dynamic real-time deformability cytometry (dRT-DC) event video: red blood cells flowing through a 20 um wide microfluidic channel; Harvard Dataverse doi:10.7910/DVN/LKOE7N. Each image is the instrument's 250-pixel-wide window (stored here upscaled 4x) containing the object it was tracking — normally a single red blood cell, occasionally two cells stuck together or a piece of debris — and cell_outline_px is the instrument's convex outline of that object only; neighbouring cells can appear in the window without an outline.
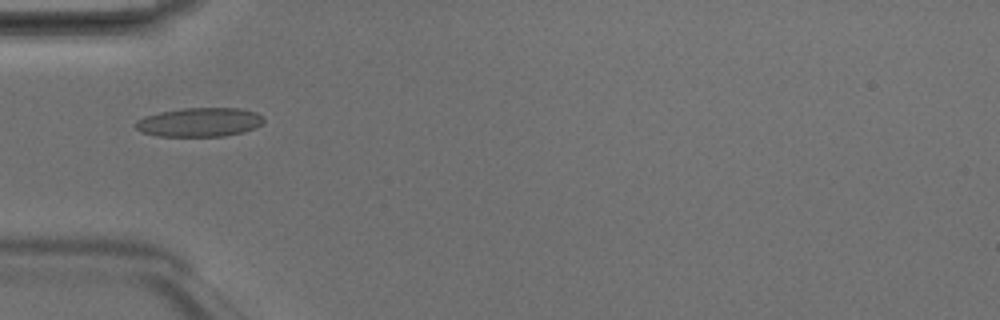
{"species": "Egyptian fruit bat (a non-hibernating species)", "species_latin": "Rousettus aegyptiacus", "temperature_condition": "room temperature", "stored_images_in_passage": 49, "camera_frame_rate_fps": 3000, "um_per_image_px": 0.085, "animal": {"sex": "male"}, "frame": {"image": 1, "passage_image": 16, "time_ms": 5.0, "image_size_px": [1000, 320], "cell_outline_px": [[264, 120], [260, 124], [244, 132], [224, 136], [156, 136], [140, 132], [132, 124], [136, 120], [144, 116], [160, 112], [184, 108], [240, 108], [256, 112], [264, 116]], "centroid_in_image_um": [16.91, 10.38], "position_along_channel_um": 68.1, "area_um2": 21.79}}
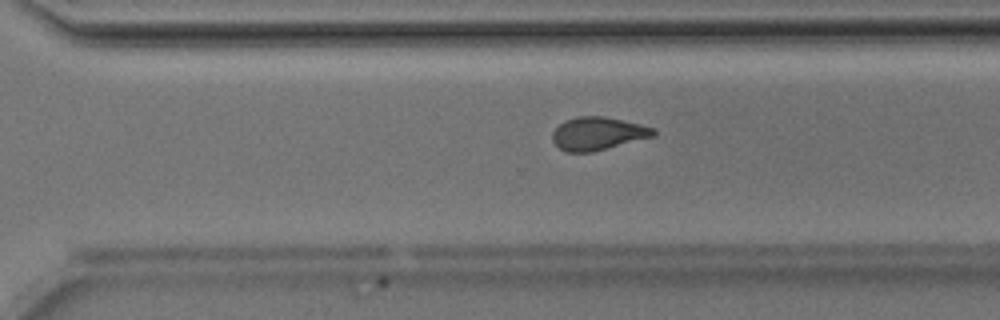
{"frame": {"image": 2, "passage_image": 34, "time_ms": 11.0, "image_size_px": [1000, 320], "cell_outline_px": [[656, 136], [592, 152], [564, 152], [552, 140], [552, 132], [564, 120], [576, 116], [604, 116], [640, 124], [656, 128]], "centroid_in_image_um": [50.83, 11.35], "position_along_channel_um": 319.8, "area_um2": 19.59}}
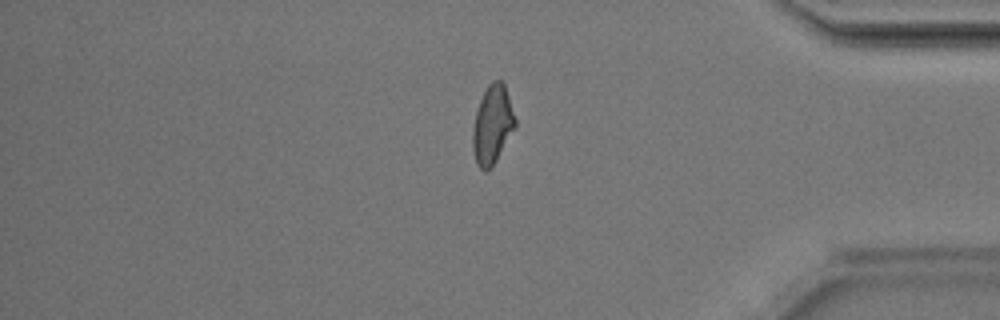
{"frame": {"image": 3, "passage_image": 41, "time_ms": 13.333, "image_size_px": [1000, 320], "cell_outline_px": [[516, 124], [492, 168], [488, 172], [484, 172], [476, 164], [472, 148], [472, 132], [476, 112], [480, 100], [488, 84], [492, 80], [500, 80], [504, 84], [516, 120]], "centroid_in_image_um": [41.83, 10.64], "position_along_channel_um": 393.4, "area_um2": 19.31}, "authors_computed_cell_mechanics": {"area_um2": 20.0566, "velocity_mm_per_s": 4.2129, "shape_relaxation_time_tau1_ms": 6.3277, "shape_relaxation_time_tau2_ms": 1.8728, "deformation_change_tau1": 0.1623, "deformation_change_tau2": 0.0809}}